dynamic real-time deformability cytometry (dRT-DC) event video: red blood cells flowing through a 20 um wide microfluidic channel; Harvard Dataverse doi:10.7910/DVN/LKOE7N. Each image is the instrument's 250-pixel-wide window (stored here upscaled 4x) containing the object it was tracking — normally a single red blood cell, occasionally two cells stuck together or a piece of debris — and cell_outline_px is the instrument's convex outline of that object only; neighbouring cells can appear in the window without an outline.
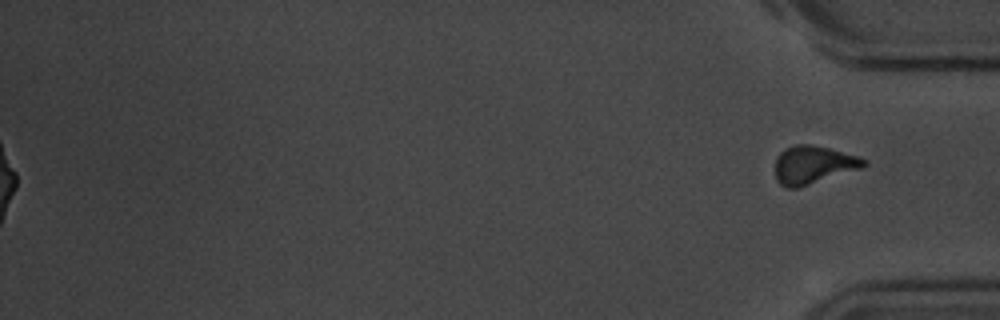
{"species": "common noctule bat (a hibernating species)", "species_latin": "Nyctalus noctula", "temperature_condition": "room temperature", "stored_images_in_passage": 50, "segment_of_instrument_passage": [2, 2], "camera_frame_rate_fps": 3000, "um_per_image_px": 0.085, "animal": {"sex": "male", "body_mass_g": 20.1, "forearm_length_mm": 53.5}, "frame": {"image": 1, "passage_image": 50, "time_ms": 16.333, "image_size_px": [1000, 320], "cell_outline_px": [[868, 164], [864, 168], [800, 188], [788, 188], [780, 184], [776, 180], [776, 156], [784, 148], [796, 144], [808, 144], [828, 148], [856, 156], [868, 160]], "centroid_in_image_um": [69.14, 14.03], "position_along_channel_um": 366.1, "area_um2": 19.94}}